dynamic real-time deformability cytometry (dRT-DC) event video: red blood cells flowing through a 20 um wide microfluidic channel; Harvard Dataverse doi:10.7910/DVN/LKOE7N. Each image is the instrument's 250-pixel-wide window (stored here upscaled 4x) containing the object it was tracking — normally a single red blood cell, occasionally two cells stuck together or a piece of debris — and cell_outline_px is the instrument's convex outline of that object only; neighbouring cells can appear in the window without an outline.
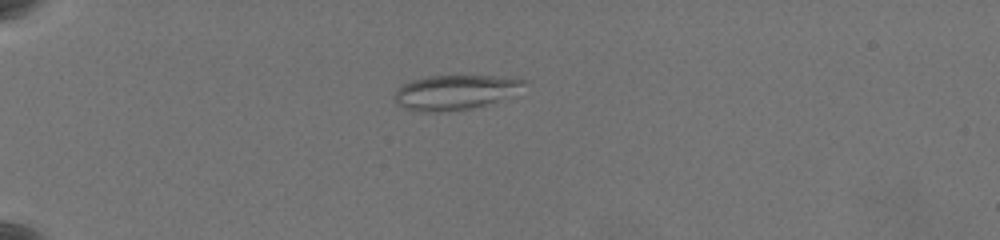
{"species": "common noctule bat (a hibernating species)", "species_latin": "Nyctalus noctula", "temperature_condition": "warm", "stored_images_in_passage": 48, "camera_frame_rate_fps": 3000, "um_per_image_px": 0.085, "animal": {"sex": "female", "body_mass_g": 19.5, "forearm_length_mm": 54.1}, "frame": {"image": 1, "passage_image": 4, "time_ms": 1.0, "image_size_px": [1000, 240], "cell_outline_px": [[528, 80], [524, 84], [504, 96], [496, 100], [484, 104], [468, 108], [440, 112], [424, 112], [404, 108], [392, 96], [396, 88], [412, 80], [428, 76], [492, 76]], "centroid_in_image_um": [38.53, 7.83], "position_along_channel_um": 46.5, "area_um2": 25.26}}
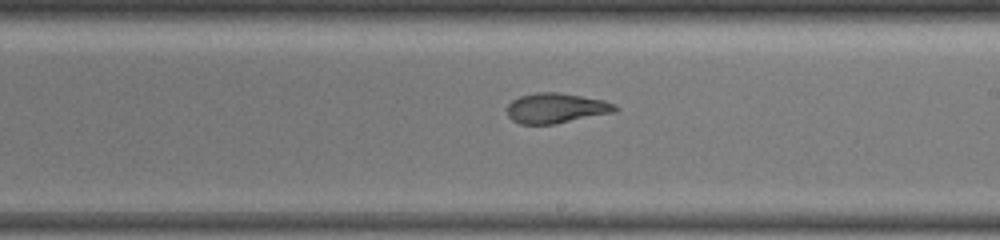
{"frame": {"image": 2, "passage_image": 25, "time_ms": 8.0, "image_size_px": [1000, 240], "cell_outline_px": [[620, 108], [616, 112], [556, 124], [520, 124], [512, 120], [508, 116], [508, 104], [512, 100], [520, 96], [536, 92], [556, 92], [604, 100], [616, 104]], "centroid_in_image_um": [47.3, 9.2], "position_along_channel_um": 241.7, "area_um2": 19.07}}
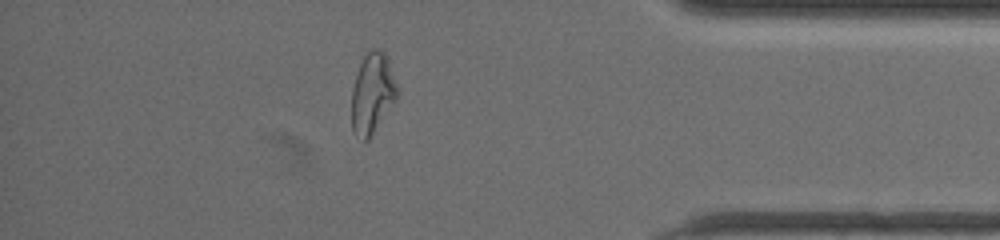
{"frame": {"image": 3, "passage_image": 41, "time_ms": 13.333, "image_size_px": [1000, 240], "cell_outline_px": [[400, 92], [396, 100], [368, 140], [364, 140], [356, 136], [352, 128], [352, 88], [364, 52], [372, 48], [380, 48], [388, 56]], "centroid_in_image_um": [31.68, 7.87], "position_along_channel_um": 403.5, "area_um2": 21.73}, "authors_computed_cell_mechanics": {"area_um2": 21.0103, "velocity_mm_per_s": 3.4743, "shape_relaxation_time_tau1_ms": null, "shape_relaxation_time_tau2_ms": 1.993, "deformation_change_tau1": null, "deformation_change_tau2": 0.0933}}